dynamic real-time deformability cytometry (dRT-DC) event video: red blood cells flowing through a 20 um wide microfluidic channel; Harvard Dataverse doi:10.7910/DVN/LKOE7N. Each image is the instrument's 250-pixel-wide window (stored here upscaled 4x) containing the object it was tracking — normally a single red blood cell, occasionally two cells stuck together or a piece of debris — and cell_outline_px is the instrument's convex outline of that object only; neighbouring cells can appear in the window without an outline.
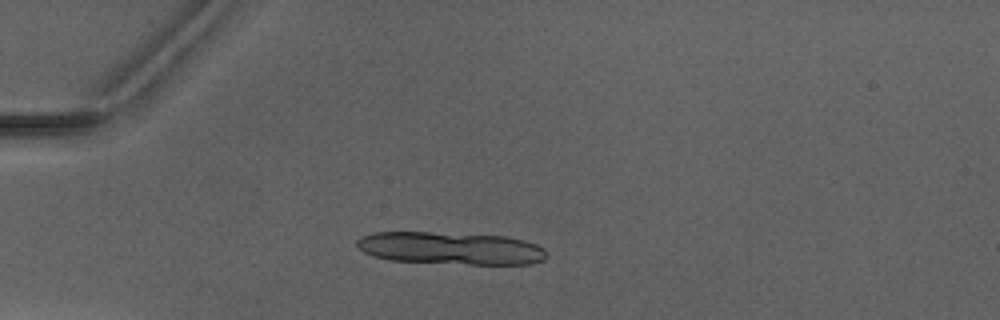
{"species": "Egyptian fruit bat (a non-hibernating species)", "species_latin": "Rousettus aegyptiacus", "temperature_condition": "warm", "stored_images_in_passage": 3, "camera_frame_rate_fps": 3000, "um_per_image_px": 0.085, "animal": {"sex": "male"}, "frame": {"image": 1, "passage_image": 2, "time_ms": 1.333, "image_size_px": [1000, 320], "cell_outline_px": [[548, 256], [544, 260], [532, 264], [472, 264], [388, 260], [364, 252], [356, 244], [356, 240], [360, 236], [372, 232], [428, 232], [504, 236], [524, 240], [536, 244], [544, 248], [548, 252]], "centroid_in_image_um": [38.34, 21.1], "position_along_channel_um": 46.7, "area_um2": 36.01}}